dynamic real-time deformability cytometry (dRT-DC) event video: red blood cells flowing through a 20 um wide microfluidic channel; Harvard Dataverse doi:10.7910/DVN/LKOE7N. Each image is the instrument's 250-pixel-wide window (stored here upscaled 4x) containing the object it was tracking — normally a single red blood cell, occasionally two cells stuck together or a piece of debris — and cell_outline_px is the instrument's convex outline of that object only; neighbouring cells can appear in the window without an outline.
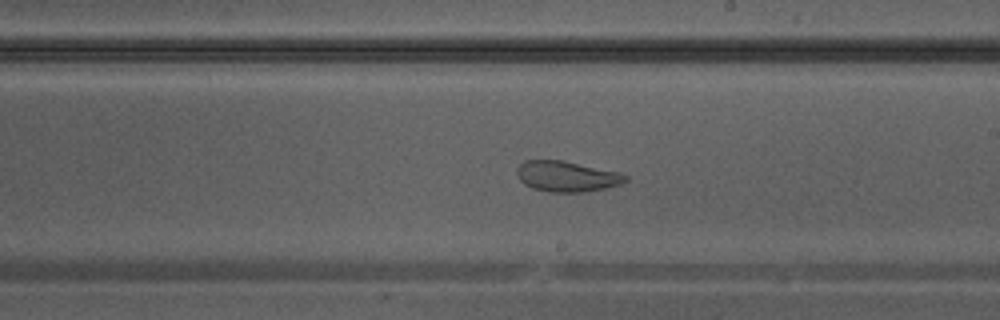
{"species": "Egyptian fruit bat (a non-hibernating species)", "species_latin": "Rousettus aegyptiacus", "temperature_condition": "warm", "stored_images_in_passage": 42, "camera_frame_rate_fps": 3000, "um_per_image_px": 0.085, "animal": {"sex": "male"}, "frame": {"image": 1, "passage_image": 24, "time_ms": 7.667, "image_size_px": [1000, 320], "cell_outline_px": [[628, 180], [620, 184], [604, 188], [584, 192], [548, 192], [532, 188], [524, 184], [520, 180], [516, 172], [516, 168], [524, 160], [560, 160], [620, 172], [628, 176]], "centroid_in_image_um": [48.16, 14.99], "position_along_channel_um": 240.8, "area_um2": 19.36}}